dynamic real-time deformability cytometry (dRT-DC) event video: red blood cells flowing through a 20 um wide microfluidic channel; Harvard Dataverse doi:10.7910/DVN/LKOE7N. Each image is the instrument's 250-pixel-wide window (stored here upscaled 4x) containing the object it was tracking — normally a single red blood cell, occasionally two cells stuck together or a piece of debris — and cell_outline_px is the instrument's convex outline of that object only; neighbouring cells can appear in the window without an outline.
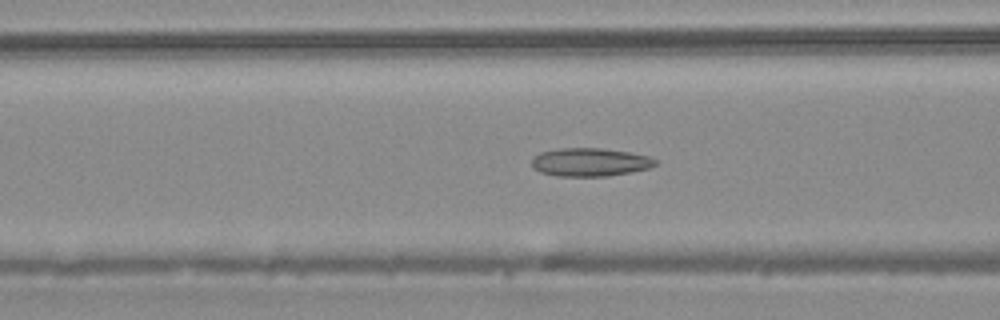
{"species": "common noctule bat (a hibernating species)", "species_latin": "Nyctalus noctula", "temperature_condition": "warm", "stored_images_in_passage": 33, "camera_frame_rate_fps": 3000, "um_per_image_px": 0.085, "animal": {"sex": "male", "body_mass_g": 20.4}, "frame": {"image": 1, "passage_image": 13, "time_ms": 4.0, "image_size_px": [1000, 320], "cell_outline_px": [[656, 164], [648, 168], [632, 172], [608, 176], [556, 176], [540, 172], [532, 168], [532, 156], [540, 152], [560, 148], [600, 148], [632, 152], [652, 156], [656, 160]], "centroid_in_image_um": [50.15, 13.78], "position_along_channel_um": 116.5, "area_um2": 20.63}}
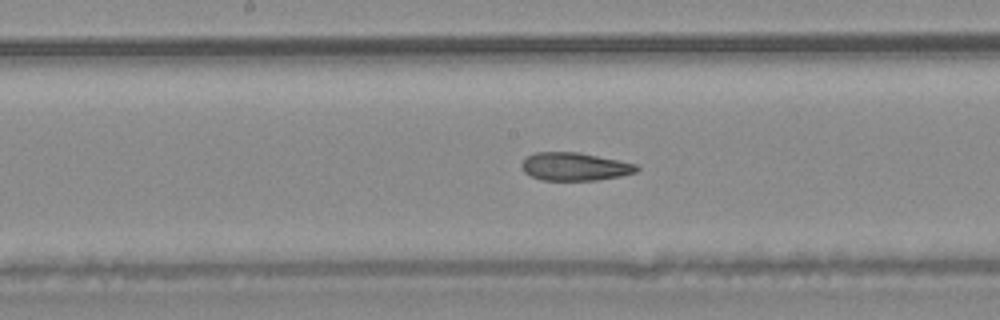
{"frame": {"image": 2, "passage_image": 19, "time_ms": 6.0, "image_size_px": [1000, 320], "cell_outline_px": [[640, 168], [636, 172], [620, 176], [596, 180], [540, 180], [524, 172], [520, 168], [520, 164], [528, 156], [536, 152], [576, 152], [636, 164]], "centroid_in_image_um": [48.81, 14.17], "position_along_channel_um": 199.4, "area_um2": 18.61}}
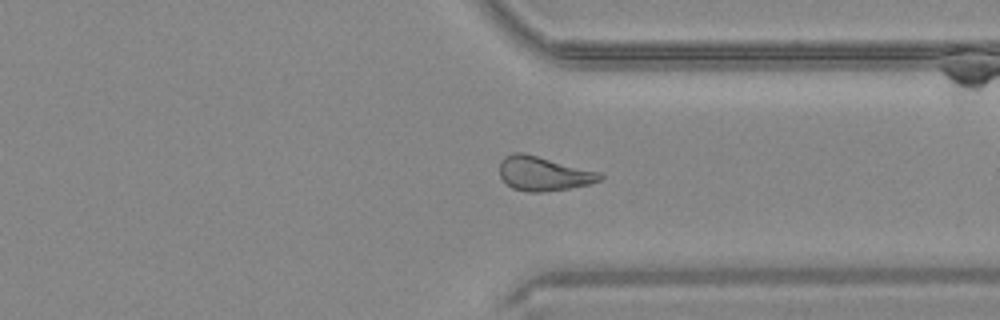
{"frame": {"image": 3, "passage_image": 31, "time_ms": 10.0, "image_size_px": [1000, 320], "cell_outline_px": [[604, 180], [588, 184], [568, 188], [540, 192], [528, 192], [512, 188], [500, 176], [500, 160], [504, 156], [512, 152], [524, 152], [600, 172], [604, 176]], "centroid_in_image_um": [46.2, 14.74], "position_along_channel_um": 365.2, "area_um2": 20.11}}